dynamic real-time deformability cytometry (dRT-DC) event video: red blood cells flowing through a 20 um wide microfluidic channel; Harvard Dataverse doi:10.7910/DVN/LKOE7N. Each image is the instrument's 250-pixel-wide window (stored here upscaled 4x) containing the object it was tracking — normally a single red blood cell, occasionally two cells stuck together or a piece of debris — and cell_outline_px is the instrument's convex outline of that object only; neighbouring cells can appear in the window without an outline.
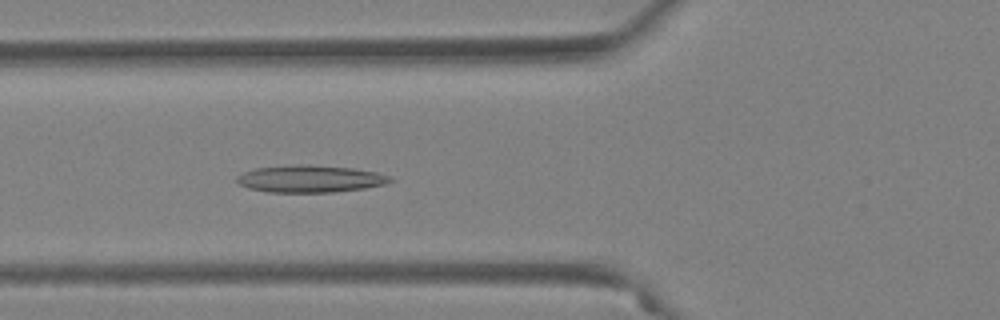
{"species": "Egyptian fruit bat (a non-hibernating species)", "species_latin": "Rousettus aegyptiacus", "temperature_condition": "warm", "stored_images_in_passage": 55, "camera_frame_rate_fps": 3000, "um_per_image_px": 0.085, "animal": {"sex": "female"}, "frame": {"image": 1, "passage_image": 21, "time_ms": 6.667, "image_size_px": [1000, 320], "cell_outline_px": [[392, 180], [384, 184], [364, 188], [332, 192], [268, 192], [248, 188], [236, 184], [236, 176], [244, 172], [256, 168], [292, 164], [308, 164], [356, 168], [376, 172], [392, 176]], "centroid_in_image_um": [26.33, 15.19], "position_along_channel_um": 99.5, "area_um2": 24.51}}
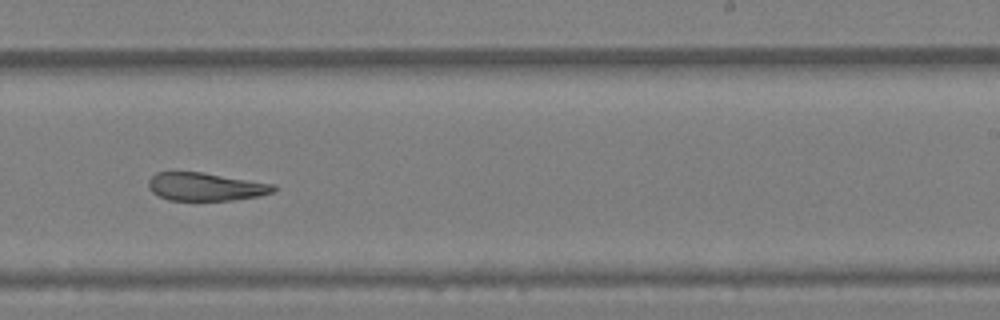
{"frame": {"image": 2, "passage_image": 35, "time_ms": 11.333, "image_size_px": [1000, 320], "cell_outline_px": [[276, 188], [272, 192], [260, 196], [232, 200], [168, 200], [152, 192], [148, 188], [148, 180], [156, 172], [200, 172], [276, 184]], "centroid_in_image_um": [17.47, 15.87], "position_along_channel_um": 271.5, "area_um2": 20.4}}
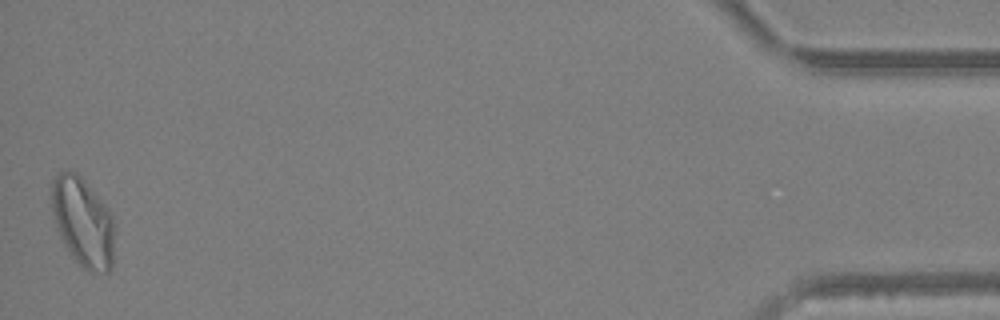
{"frame": {"image": 3, "passage_image": 55, "time_ms": 18.0, "image_size_px": [1000, 320], "cell_outline_px": [[112, 264], [108, 272], [96, 272], [84, 268], [72, 256], [64, 244], [60, 236], [56, 224], [52, 208], [52, 180], [60, 172], [76, 172], [84, 180], [112, 216]], "centroid_in_image_um": [7.02, 18.88], "position_along_channel_um": 428.2, "area_um2": 31.44}, "authors_computed_cell_mechanics": {"area_um2": 25.2586, "velocity_mm_per_s": 3.6976, "shape_relaxation_time_tau1_ms": null, "shape_relaxation_time_tau2_ms": 1.3013, "deformation_change_tau1": null, "deformation_change_tau2": 0.0896}}